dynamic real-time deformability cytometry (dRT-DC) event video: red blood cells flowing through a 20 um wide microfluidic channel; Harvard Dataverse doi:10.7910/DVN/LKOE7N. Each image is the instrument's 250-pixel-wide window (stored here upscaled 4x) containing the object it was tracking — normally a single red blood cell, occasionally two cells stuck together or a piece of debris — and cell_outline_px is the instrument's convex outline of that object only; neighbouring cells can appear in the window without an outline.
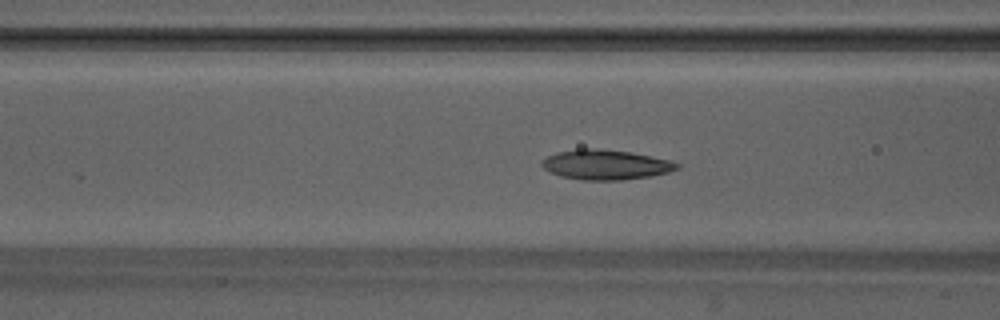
{"species": "Egyptian fruit bat (a non-hibernating species)", "species_latin": "Rousettus aegyptiacus", "temperature_condition": "warm", "stored_images_in_passage": 48, "camera_frame_rate_fps": 3000, "um_per_image_px": 0.085, "animal": {"sex": "male"}, "frame": {"image": 1, "passage_image": 19, "time_ms": 6.0, "image_size_px": [1000, 320], "cell_outline_px": [[680, 168], [668, 172], [652, 176], [620, 180], [584, 180], [560, 176], [544, 168], [540, 164], [548, 156], [556, 152], [580, 148], [600, 148], [632, 152], [672, 160], [680, 164]], "centroid_in_image_um": [51.53, 13.99], "position_along_channel_um": 115.1, "area_um2": 23.7}}
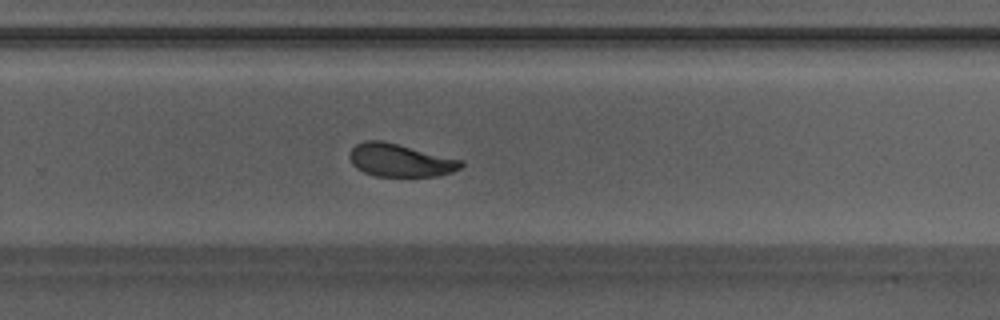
{"frame": {"image": 2, "passage_image": 32, "time_ms": 10.333, "image_size_px": [1000, 320], "cell_outline_px": [[464, 164], [460, 168], [452, 172], [436, 176], [376, 176], [364, 172], [356, 168], [352, 164], [348, 156], [348, 152], [356, 144], [364, 140], [380, 140], [464, 160]], "centroid_in_image_um": [33.99, 13.62], "position_along_channel_um": 295.8, "area_um2": 21.39}}
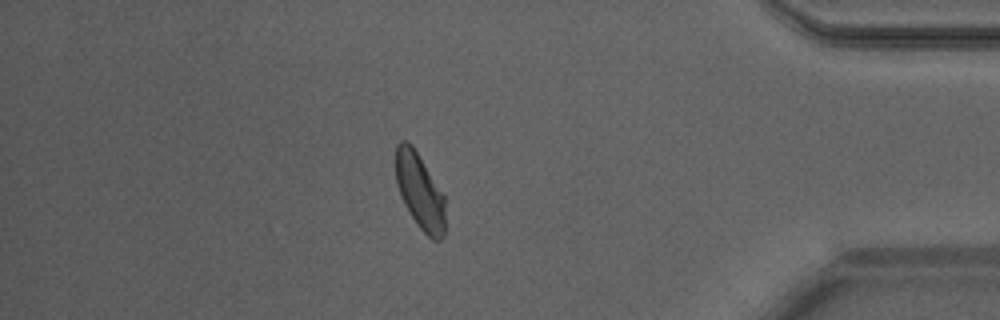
{"frame": {"image": 3, "passage_image": 42, "time_ms": 13.667, "image_size_px": [1000, 320], "cell_outline_px": [[444, 236], [440, 240], [432, 240], [416, 224], [404, 204], [396, 180], [396, 144], [400, 140], [404, 140], [412, 144], [444, 196]], "centroid_in_image_um": [35.67, 16.26], "position_along_channel_um": 399.5, "area_um2": 21.56}, "authors_computed_cell_mechanics": {"area_um2": 22.6576, "velocity_mm_per_s": 4.1752, "shape_relaxation_time_tau1_ms": 2.5052, "shape_relaxation_time_tau2_ms": 1.3005, "deformation_change_tau1": 0.1168, "deformation_change_tau2": 0.0649}}